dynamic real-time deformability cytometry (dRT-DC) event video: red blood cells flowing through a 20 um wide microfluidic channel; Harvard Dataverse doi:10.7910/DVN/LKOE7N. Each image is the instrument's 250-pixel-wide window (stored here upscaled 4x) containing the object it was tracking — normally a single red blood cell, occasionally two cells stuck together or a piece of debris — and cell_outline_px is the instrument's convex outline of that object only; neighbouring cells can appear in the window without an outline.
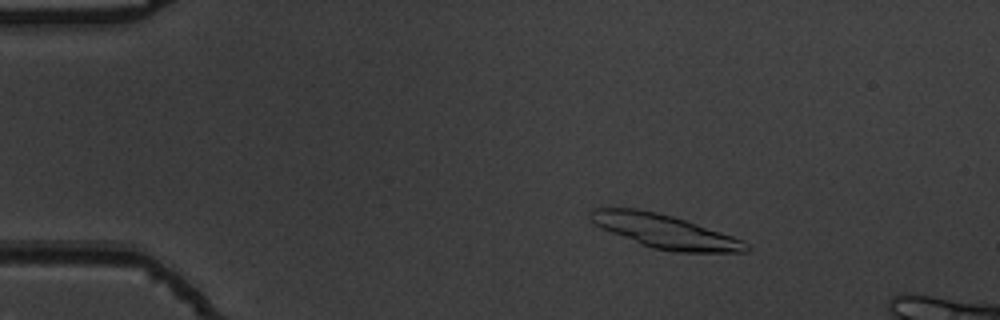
{"species": "common noctule bat (a hibernating species)", "species_latin": "Nyctalus noctula", "temperature_condition": "warm", "stored_images_in_passage": 56, "segment_of_instrument_passage": [1, 2], "camera_frame_rate_fps": 3000, "um_per_image_px": 0.085, "animal": {"sex": "male", "body_mass_g": 19.5, "forearm_length_mm": 54.6}, "frame": {"image": 1, "passage_image": 10, "time_ms": 3.0, "image_size_px": [1000, 320], "cell_outline_px": [[752, 248], [748, 252], [676, 252], [652, 248], [640, 244], [592, 224], [588, 216], [588, 212], [592, 208], [636, 208], [656, 212], [672, 216], [744, 240]], "centroid_in_image_um": [56.48, 19.67], "position_along_channel_um": 28.5, "area_um2": 30.52}}